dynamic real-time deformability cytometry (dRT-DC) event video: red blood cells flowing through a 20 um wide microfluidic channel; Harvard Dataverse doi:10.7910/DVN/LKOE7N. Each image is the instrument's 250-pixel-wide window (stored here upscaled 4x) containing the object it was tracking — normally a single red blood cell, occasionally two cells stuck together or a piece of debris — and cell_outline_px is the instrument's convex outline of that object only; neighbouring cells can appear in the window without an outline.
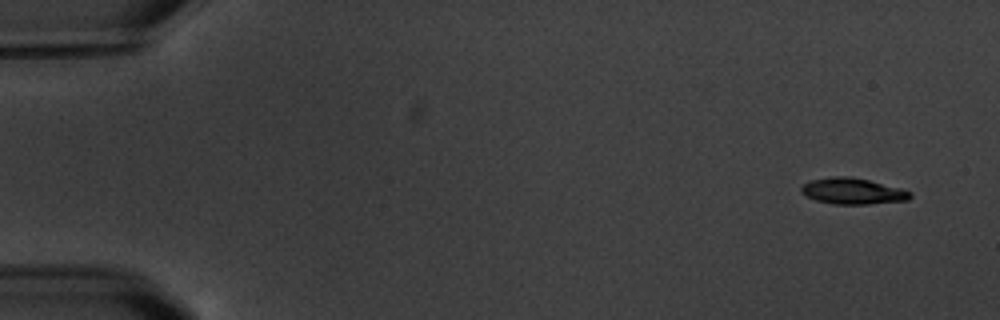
{"species": "common noctule bat (a hibernating species)", "species_latin": "Nyctalus noctula", "temperature_condition": "warm", "stored_images_in_passage": 5, "camera_frame_rate_fps": 3000, "um_per_image_px": 0.085, "animal": {"sex": "male", "body_mass_g": 20.1, "forearm_length_mm": 53.5}, "frame": {"image": 1, "passage_image": 1, "time_ms": 0.0, "image_size_px": [1000, 320], "cell_outline_px": [[912, 196], [908, 200], [868, 204], [836, 204], [816, 200], [800, 192], [800, 188], [804, 184], [812, 180], [832, 176], [852, 176], [900, 188], [912, 192]], "centroid_in_image_um": [72.49, 16.24], "position_along_channel_um": 12.5, "area_um2": 16.47}}
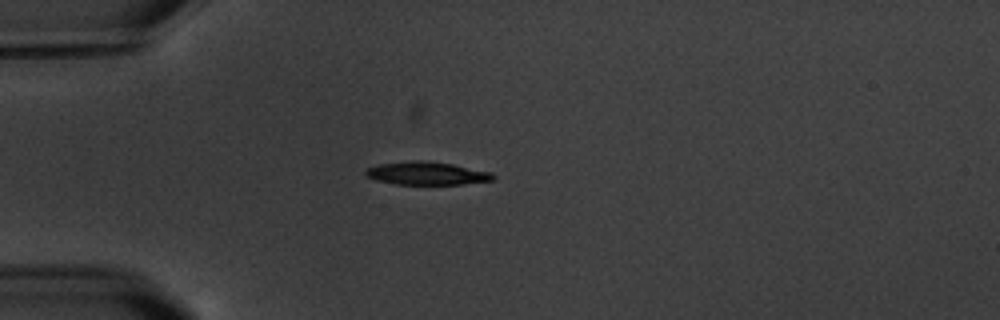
{"frame": {"image": 2, "passage_image": 5, "time_ms": 4.333, "image_size_px": [1000, 320], "cell_outline_px": [[496, 176], [492, 180], [464, 184], [396, 184], [376, 180], [364, 176], [364, 168], [376, 164], [416, 160], [420, 160], [452, 164], [492, 172]], "centroid_in_image_um": [36.21, 14.73], "position_along_channel_um": 48.8, "area_um2": 17.22}}